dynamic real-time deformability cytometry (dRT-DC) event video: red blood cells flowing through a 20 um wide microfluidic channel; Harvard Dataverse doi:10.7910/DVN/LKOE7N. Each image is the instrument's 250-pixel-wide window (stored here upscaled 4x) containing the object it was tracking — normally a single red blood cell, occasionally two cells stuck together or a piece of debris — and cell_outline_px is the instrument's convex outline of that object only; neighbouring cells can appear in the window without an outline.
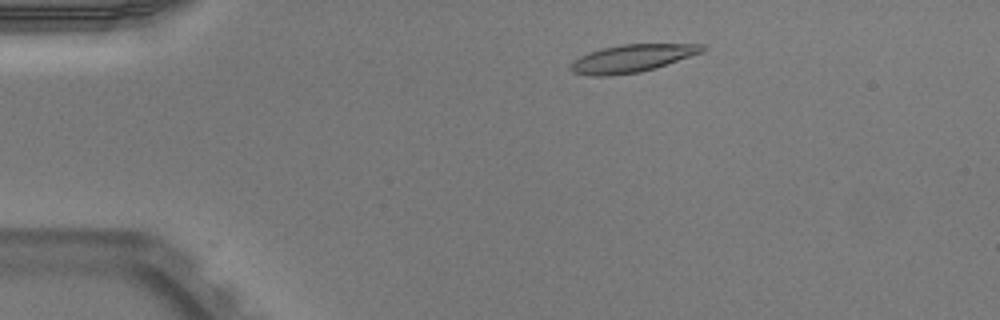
{"species": "Egyptian fruit bat (a non-hibernating species)", "species_latin": "Rousettus aegyptiacus", "temperature_condition": "warm", "stored_images_in_passage": 47, "camera_frame_rate_fps": 3000, "um_per_image_px": 0.085, "animal": {"sex": "male"}, "frame": {"image": 1, "passage_image": 6, "time_ms": 1.667, "image_size_px": [1000, 320], "cell_outline_px": [[704, 52], [656, 68], [640, 72], [608, 76], [592, 76], [572, 72], [572, 64], [580, 56], [604, 48], [624, 44], [704, 44]], "centroid_in_image_um": [53.79, 4.97], "position_along_channel_um": 31.2, "area_um2": 20.92}}
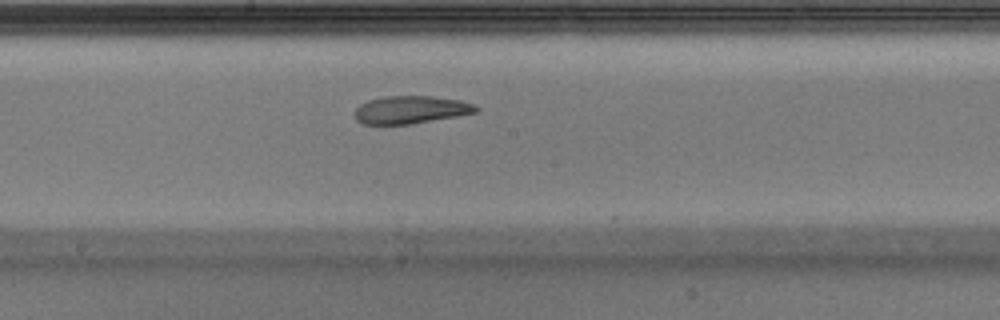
{"frame": {"image": 2, "passage_image": 24, "time_ms": 7.667, "image_size_px": [1000, 320], "cell_outline_px": [[480, 108], [476, 112], [456, 116], [412, 124], [364, 124], [356, 120], [356, 108], [360, 104], [368, 100], [384, 96], [432, 96], [460, 100], [476, 104]], "centroid_in_image_um": [34.94, 9.32], "position_along_channel_um": 213.3, "area_um2": 19.59}}
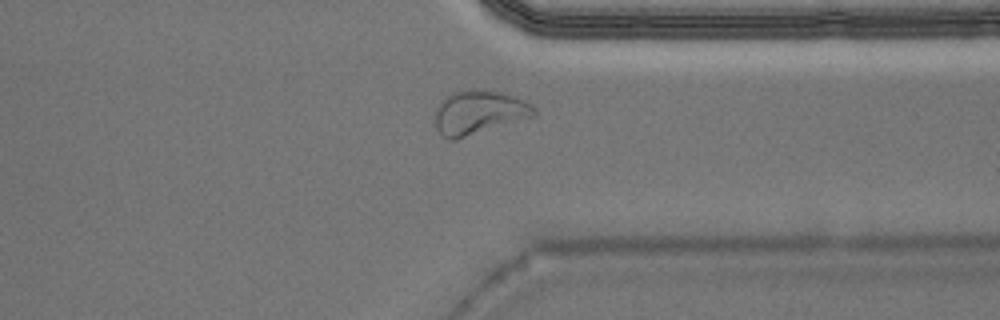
{"frame": {"image": 3, "passage_image": 36, "time_ms": 11.667, "image_size_px": [1000, 320], "cell_outline_px": [[536, 116], [456, 140], [448, 140], [440, 136], [436, 128], [436, 108], [440, 100], [452, 92], [476, 88], [500, 92], [524, 100], [532, 104], [536, 108]], "centroid_in_image_um": [40.7, 9.56], "position_along_channel_um": 370.7, "area_um2": 25.72}, "authors_computed_cell_mechanics": {"area_um2": 21.0392, "velocity_mm_per_s": 3.9547, "shape_relaxation_time_tau1_ms": 10.4602, "shape_relaxation_time_tau2_ms": 4.0225, "deformation_change_tau1": 0.2571, "deformation_change_tau2": 0.123}}